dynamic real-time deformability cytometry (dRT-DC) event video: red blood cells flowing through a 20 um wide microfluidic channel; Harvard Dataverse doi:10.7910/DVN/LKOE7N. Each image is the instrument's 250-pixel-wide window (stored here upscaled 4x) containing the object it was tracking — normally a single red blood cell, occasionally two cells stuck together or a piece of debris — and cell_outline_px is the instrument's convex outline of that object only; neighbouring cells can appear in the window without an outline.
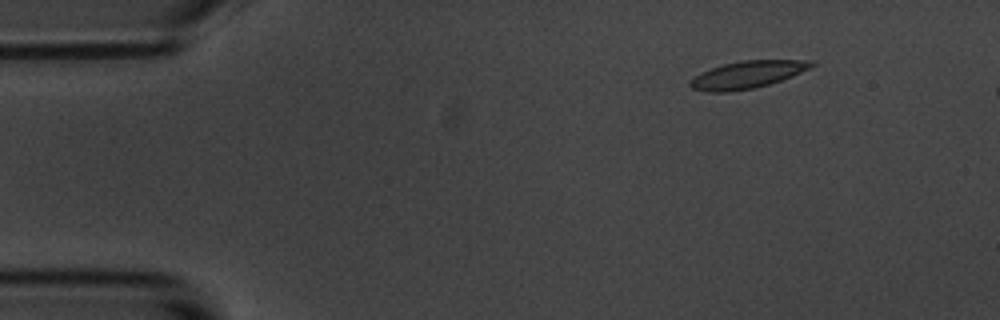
{"species": "common noctule bat (a hibernating species)", "species_latin": "Nyctalus noctula", "temperature_condition": "room temperature", "stored_images_in_passage": 9, "camera_frame_rate_fps": 3000, "um_per_image_px": 0.085, "animal": {"sex": "male", "body_mass_g": 20.1, "forearm_length_mm": 53.5}, "frame": {"image": 1, "passage_image": 1, "time_ms": 0.0, "image_size_px": [1000, 320], "cell_outline_px": [[816, 64], [812, 68], [792, 76], [768, 84], [752, 88], [728, 92], [704, 92], [692, 88], [688, 84], [688, 80], [700, 72], [724, 64], [740, 60], [812, 60]], "centroid_in_image_um": [63.5, 6.34], "position_along_channel_um": 21.5, "area_um2": 19.42}}
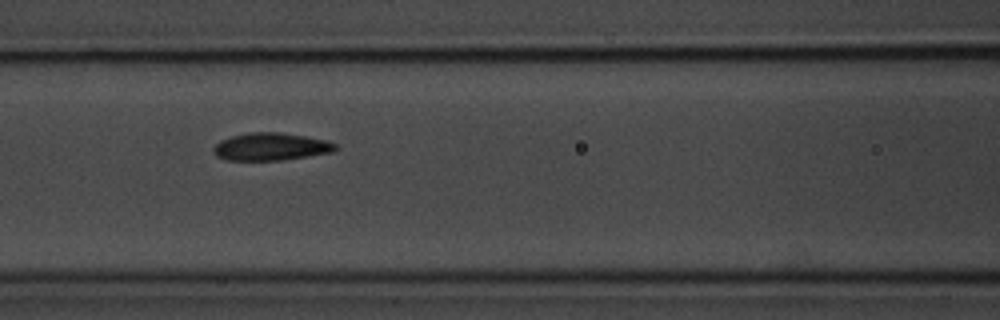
{"frame": {"image": 2, "passage_image": 6, "time_ms": 5.667, "image_size_px": [1000, 320], "cell_outline_px": [[340, 148], [332, 152], [284, 160], [224, 160], [216, 156], [212, 152], [212, 148], [220, 140], [232, 136], [248, 132], [280, 132], [328, 140], [336, 144]], "centroid_in_image_um": [23.02, 12.47], "position_along_channel_um": 143.6, "area_um2": 19.83}}
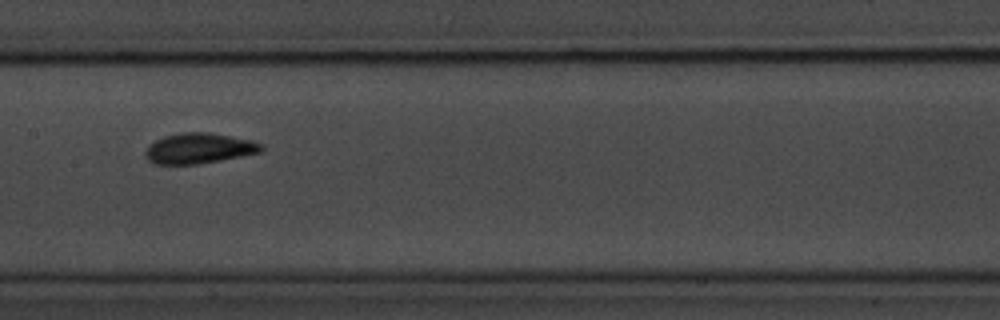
{"frame": {"image": 3, "passage_image": 7, "time_ms": 7.0, "image_size_px": [1000, 320], "cell_outline_px": [[264, 148], [260, 152], [220, 160], [196, 164], [156, 164], [148, 160], [144, 156], [144, 152], [148, 144], [164, 136], [180, 132], [208, 132], [252, 140], [264, 144]], "centroid_in_image_um": [16.89, 12.6], "position_along_channel_um": 190.5, "area_um2": 20.63}}